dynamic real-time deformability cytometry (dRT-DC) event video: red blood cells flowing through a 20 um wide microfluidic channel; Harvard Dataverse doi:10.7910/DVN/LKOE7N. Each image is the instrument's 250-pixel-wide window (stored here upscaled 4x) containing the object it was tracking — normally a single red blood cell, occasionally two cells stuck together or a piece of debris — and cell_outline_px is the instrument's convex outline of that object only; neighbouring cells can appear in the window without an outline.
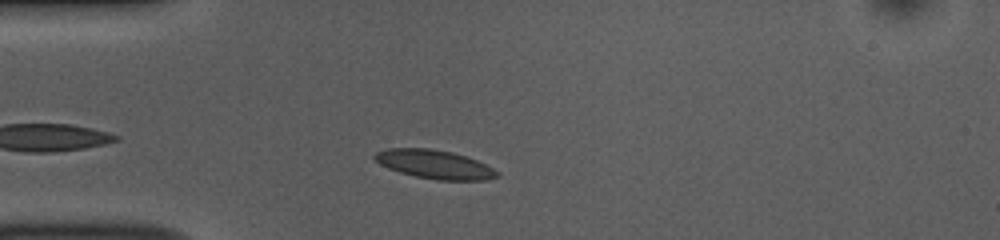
{"species": "common noctule bat (a hibernating species)", "species_latin": "Nyctalus noctula", "temperature_condition": "room temperature", "stored_images_in_passage": 37, "camera_frame_rate_fps": 3000, "um_per_image_px": 0.085, "animal": {"sex": "female", "body_mass_g": 10.0, "forearm_length_mm": 53.1}, "frame": {"image": 1, "passage_image": 7, "time_ms": 2.0, "image_size_px": [1000, 240], "cell_outline_px": [[500, 176], [484, 180], [436, 180], [416, 176], [400, 172], [388, 168], [380, 164], [372, 156], [376, 152], [388, 148], [428, 148], [452, 152], [476, 160], [500, 172]], "centroid_in_image_um": [36.93, 13.97], "position_along_channel_um": 48.1, "area_um2": 20.35}}
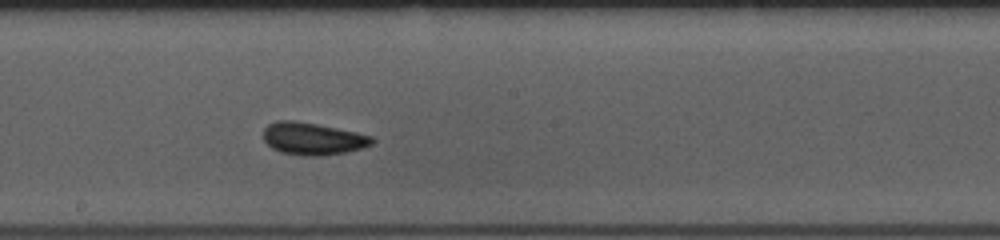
{"frame": {"image": 2, "passage_image": 22, "time_ms": 7.0, "image_size_px": [1000, 240], "cell_outline_px": [[372, 144], [360, 148], [344, 152], [320, 156], [304, 156], [280, 152], [272, 148], [264, 140], [264, 128], [268, 124], [276, 120], [292, 120], [316, 124], [356, 132], [372, 136]], "centroid_in_image_um": [26.53, 11.79], "position_along_channel_um": 221.7, "area_um2": 20.23}}
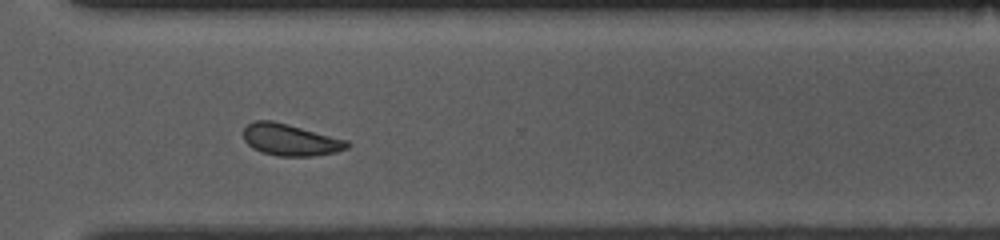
{"frame": {"image": 3, "passage_image": 32, "time_ms": 10.333, "image_size_px": [1000, 240], "cell_outline_px": [[352, 144], [348, 148], [336, 152], [312, 156], [276, 156], [260, 152], [252, 148], [244, 140], [244, 128], [248, 124], [256, 120], [272, 120], [288, 124], [348, 140]], "centroid_in_image_um": [24.69, 11.89], "position_along_channel_um": 345.9, "area_um2": 19.31}, "authors_computed_cell_mechanics": {"area_um2": 19.7098, "velocity_mm_per_s": 3.7311, "shape_relaxation_time_tau1_ms": 4.0337, "shape_relaxation_time_tau2_ms": 2.122, "deformation_change_tau1": 0.1116, "deformation_change_tau2": 0.0949}}